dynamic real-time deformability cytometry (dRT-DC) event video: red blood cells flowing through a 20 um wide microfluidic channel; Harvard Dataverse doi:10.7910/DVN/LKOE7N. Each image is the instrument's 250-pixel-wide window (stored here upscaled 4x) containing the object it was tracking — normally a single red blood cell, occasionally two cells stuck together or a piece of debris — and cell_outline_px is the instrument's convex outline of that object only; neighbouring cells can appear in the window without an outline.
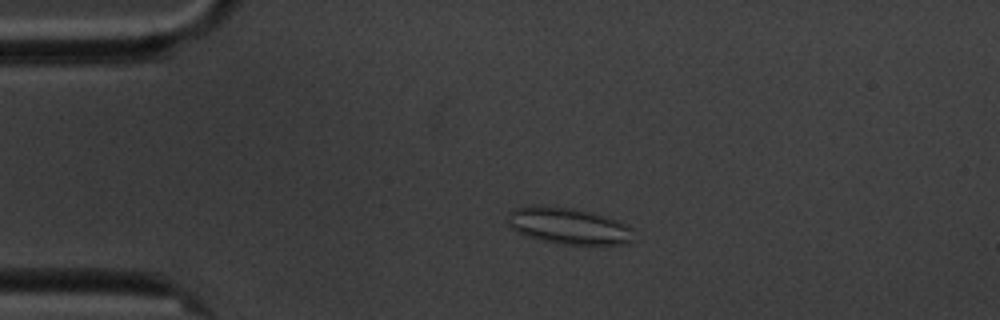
{"species": "common noctule bat (a hibernating species)", "species_latin": "Nyctalus noctula", "temperature_condition": "cold", "stored_images_in_passage": 4, "camera_frame_rate_fps": 3000, "um_per_image_px": 0.085, "animal": {"sex": "male", "body_mass_g": 20.1, "forearm_length_mm": 53.5}, "frame": {"image": 1, "passage_image": 3, "time_ms": 2.0, "image_size_px": [1000, 320], "cell_outline_px": [[632, 240], [628, 244], [560, 244], [544, 240], [520, 232], [512, 228], [508, 224], [508, 212], [512, 208], [572, 208], [592, 212], [608, 216], [620, 220], [628, 224], [632, 228]], "centroid_in_image_um": [48.44, 19.22], "position_along_channel_um": 36.6, "area_um2": 26.01}}